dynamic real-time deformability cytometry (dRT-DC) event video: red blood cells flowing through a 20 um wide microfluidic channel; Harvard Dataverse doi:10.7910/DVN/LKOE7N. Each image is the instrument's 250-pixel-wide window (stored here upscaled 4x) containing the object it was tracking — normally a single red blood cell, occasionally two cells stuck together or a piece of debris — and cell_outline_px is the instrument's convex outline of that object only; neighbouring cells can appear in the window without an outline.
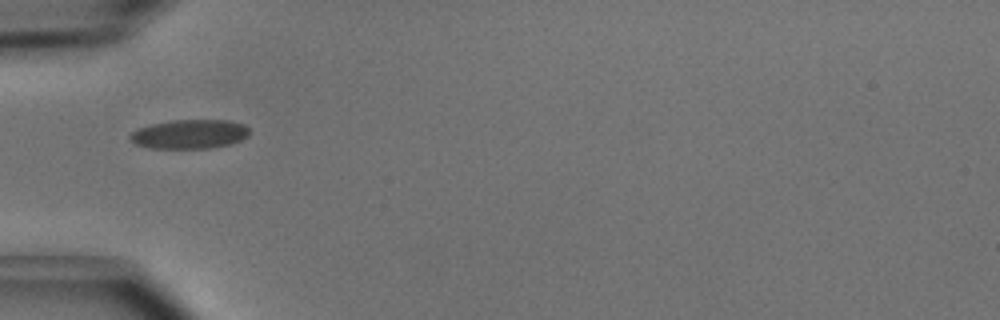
{"species": "common noctule bat (a hibernating species)", "species_latin": "Nyctalus noctula", "temperature_condition": "cold", "stored_images_in_passage": 2, "camera_frame_rate_fps": 3000, "um_per_image_px": 0.085, "animal": {"sex": "male", "body_mass_g": 15.6}, "frame": {"image": 1, "passage_image": 1, "time_ms": 0.0, "image_size_px": [1000, 320], "cell_outline_px": [[248, 136], [232, 144], [212, 148], [148, 148], [136, 144], [128, 136], [132, 132], [140, 128], [152, 124], [172, 120], [228, 120], [244, 124], [248, 128]], "centroid_in_image_um": [16.14, 11.4], "position_along_channel_um": 68.9, "area_um2": 20.23}}